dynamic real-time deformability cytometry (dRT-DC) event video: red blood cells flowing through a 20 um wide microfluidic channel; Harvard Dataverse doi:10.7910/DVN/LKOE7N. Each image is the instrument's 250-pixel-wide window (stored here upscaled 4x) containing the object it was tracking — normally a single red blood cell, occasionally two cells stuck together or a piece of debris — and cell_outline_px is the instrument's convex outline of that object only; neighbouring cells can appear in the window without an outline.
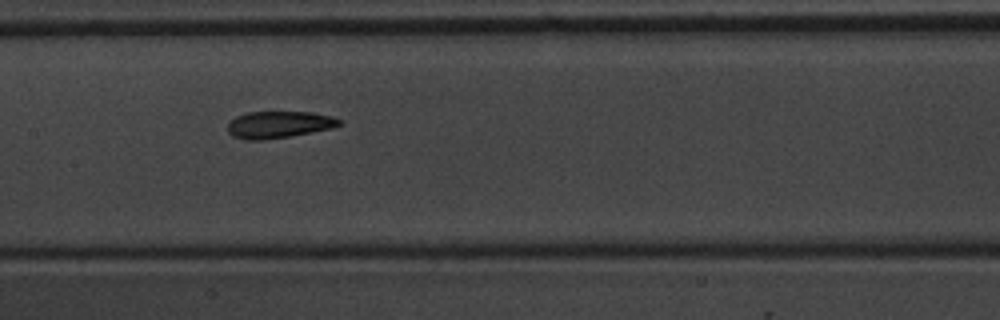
{"species": "common noctule bat (a hibernating species)", "species_latin": "Nyctalus noctula", "temperature_condition": "warm", "stored_images_in_passage": 14, "segment_of_instrument_passage": [1, 2], "camera_frame_rate_fps": 3000, "um_per_image_px": 0.085, "animal": {"sex": "male", "body_mass_g": 20.1, "forearm_length_mm": 53.5}, "frame": {"image": 1, "passage_image": 7, "time_ms": 7.667, "image_size_px": [1000, 320], "cell_outline_px": [[344, 124], [332, 128], [312, 132], [264, 140], [244, 140], [232, 136], [228, 132], [228, 124], [236, 116], [248, 112], [312, 112], [332, 116], [344, 120]], "centroid_in_image_um": [23.74, 10.59], "position_along_channel_um": 183.7, "area_um2": 17.63}}
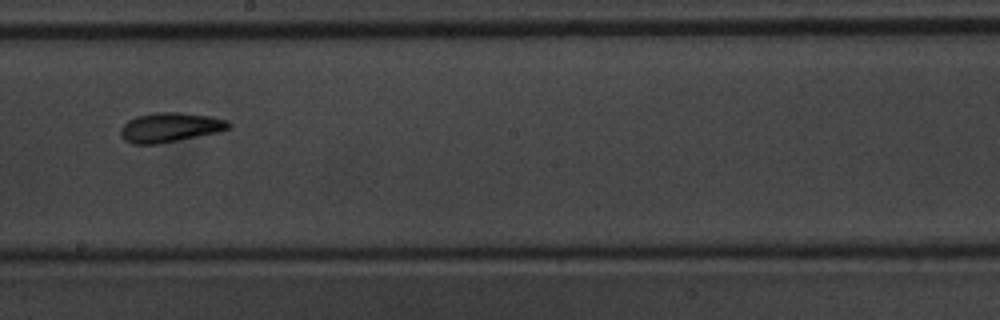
{"frame": {"image": 2, "passage_image": 8, "time_ms": 9.0, "image_size_px": [1000, 320], "cell_outline_px": [[232, 128], [216, 132], [160, 144], [132, 144], [124, 140], [120, 132], [120, 128], [128, 120], [136, 116], [156, 112], [180, 112], [212, 116], [228, 120], [232, 124]], "centroid_in_image_um": [14.47, 10.82], "position_along_channel_um": 233.7, "area_um2": 18.73}}
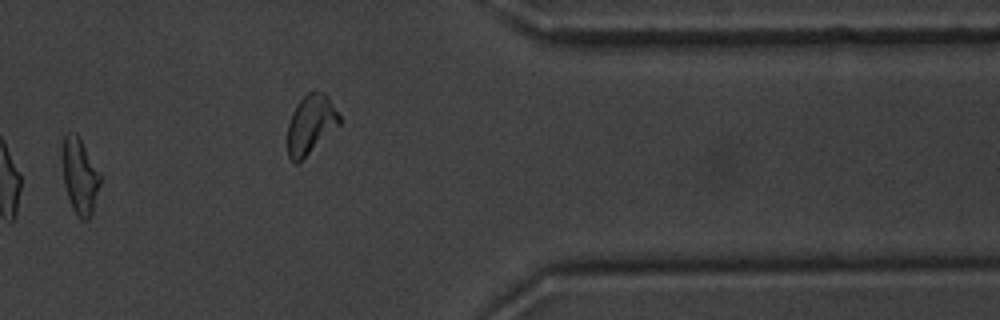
{"frame": {"image": 3, "passage_image": 12, "time_ms": 13.333, "image_size_px": [1000, 320], "cell_outline_px": [[100, 184], [92, 212], [88, 220], [84, 220], [72, 208], [64, 184], [64, 136], [68, 132], [76, 132], [100, 172]], "centroid_in_image_um": [6.81, 14.96], "position_along_channel_um": 404.6, "area_um2": 16.07}}